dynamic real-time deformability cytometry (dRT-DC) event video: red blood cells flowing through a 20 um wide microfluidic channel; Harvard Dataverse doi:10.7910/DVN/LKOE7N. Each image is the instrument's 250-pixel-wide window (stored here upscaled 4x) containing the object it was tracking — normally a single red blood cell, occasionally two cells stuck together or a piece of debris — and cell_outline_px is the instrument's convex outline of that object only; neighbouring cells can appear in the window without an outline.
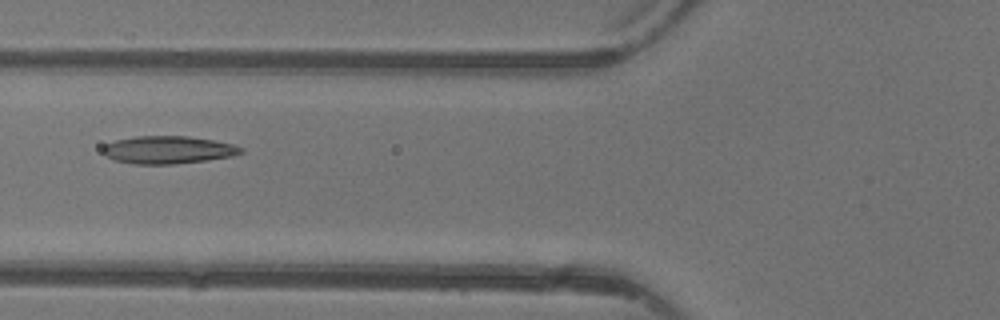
{"species": "common noctule bat (a hibernating species)", "species_latin": "Nyctalus noctula", "temperature_condition": "warm", "stored_images_in_passage": 3, "camera_frame_rate_fps": 3000, "um_per_image_px": 0.085, "animal": {"sex": "female"}, "frame": {"image": 1, "passage_image": 3, "time_ms": 2.333, "image_size_px": [1000, 320], "cell_outline_px": [[244, 152], [232, 156], [208, 160], [172, 164], [132, 164], [112, 160], [104, 156], [100, 152], [100, 148], [104, 144], [116, 140], [136, 136], [188, 136], [212, 140], [232, 144], [244, 148]], "centroid_in_image_um": [14.21, 12.74], "position_along_channel_um": 111.6, "area_um2": 22.6}}